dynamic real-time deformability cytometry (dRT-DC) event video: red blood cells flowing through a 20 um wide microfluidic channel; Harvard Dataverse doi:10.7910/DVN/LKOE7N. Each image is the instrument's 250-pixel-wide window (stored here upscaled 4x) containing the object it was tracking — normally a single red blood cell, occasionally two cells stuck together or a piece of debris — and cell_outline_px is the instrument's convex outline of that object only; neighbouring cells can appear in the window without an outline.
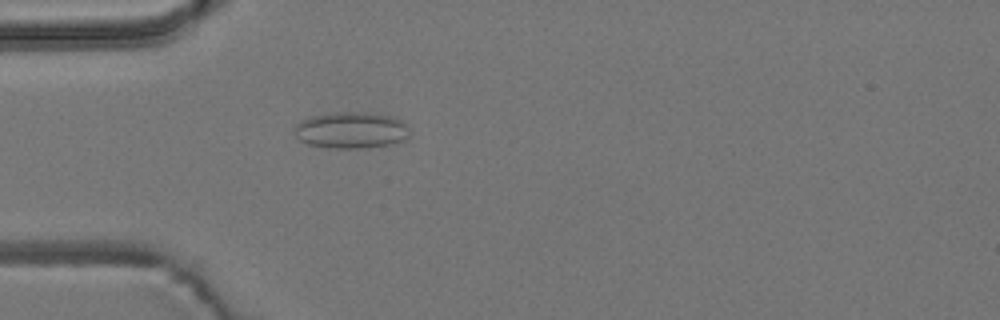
{"species": "common noctule bat (a hibernating species)", "species_latin": "Nyctalus noctula", "temperature_condition": "room temperature", "stored_images_in_passage": 5, "camera_frame_rate_fps": 3000, "um_per_image_px": 0.085, "animal": {"sex": "male", "body_mass_g": 19.2, "forearm_length_mm": 51.8}, "frame": {"image": 1, "passage_image": 5, "time_ms": 1.333, "image_size_px": [1000, 320], "cell_outline_px": [[408, 136], [400, 140], [388, 144], [368, 148], [328, 148], [308, 144], [300, 140], [296, 136], [296, 124], [300, 120], [312, 116], [336, 112], [368, 112], [392, 116], [400, 120], [404, 124]], "centroid_in_image_um": [29.79, 11.06], "position_along_channel_um": 55.2, "area_um2": 24.16}}